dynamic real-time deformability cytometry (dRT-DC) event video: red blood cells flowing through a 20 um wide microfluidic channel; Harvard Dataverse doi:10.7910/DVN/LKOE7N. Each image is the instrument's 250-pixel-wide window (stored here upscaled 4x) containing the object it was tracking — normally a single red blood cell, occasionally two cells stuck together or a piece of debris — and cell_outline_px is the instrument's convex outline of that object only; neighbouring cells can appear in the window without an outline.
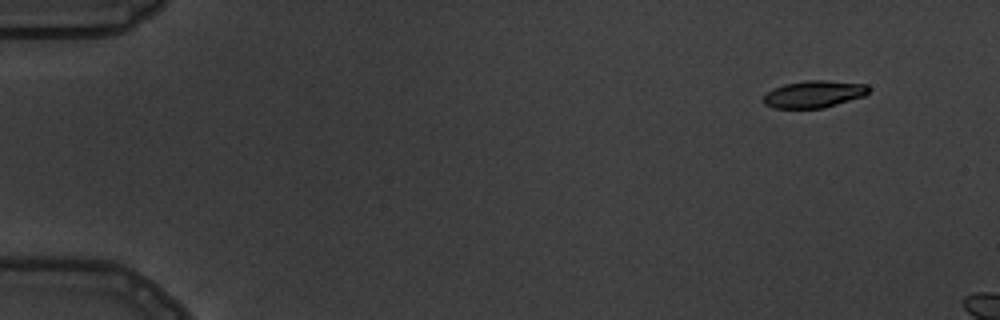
{"species": "common noctule bat (a hibernating species)", "species_latin": "Nyctalus noctula", "temperature_condition": "warm", "stored_images_in_passage": 4, "camera_frame_rate_fps": 3000, "um_per_image_px": 0.085, "animal": {"sex": "male", "body_mass_g": 19.5, "forearm_length_mm": 54.6}, "frame": {"image": 1, "passage_image": 1, "time_ms": 0.0, "image_size_px": [1000, 320], "cell_outline_px": [[868, 92], [864, 96], [824, 108], [772, 108], [764, 104], [764, 96], [772, 88], [784, 84], [808, 80], [824, 80], [868, 84]], "centroid_in_image_um": [69.17, 8.0], "position_along_channel_um": 15.8, "area_um2": 16.59}}